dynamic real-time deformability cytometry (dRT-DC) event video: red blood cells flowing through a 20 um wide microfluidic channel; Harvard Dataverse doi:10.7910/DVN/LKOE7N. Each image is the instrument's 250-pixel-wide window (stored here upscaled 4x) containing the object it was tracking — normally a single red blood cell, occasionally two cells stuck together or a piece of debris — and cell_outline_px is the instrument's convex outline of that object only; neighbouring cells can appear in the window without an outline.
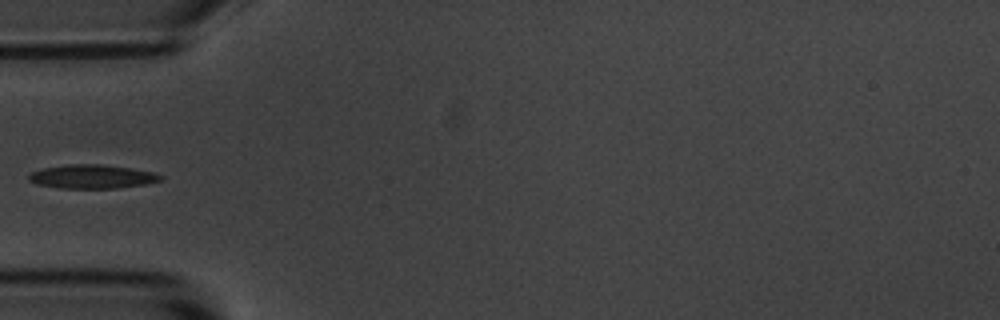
{"species": "common noctule bat (a hibernating species)", "species_latin": "Nyctalus noctula", "temperature_condition": "room temperature", "stored_images_in_passage": 5, "camera_frame_rate_fps": 3000, "um_per_image_px": 0.085, "animal": {"sex": "male", "body_mass_g": 20.1, "forearm_length_mm": 53.5}, "frame": {"image": 1, "passage_image": 5, "time_ms": 1.333, "image_size_px": [1000, 320], "cell_outline_px": [[164, 176], [160, 180], [144, 184], [116, 188], [60, 188], [36, 184], [28, 180], [28, 176], [32, 172], [44, 168], [68, 164], [100, 164], [128, 168], [152, 172]], "centroid_in_image_um": [7.79, 15.01], "position_along_channel_um": 77.2, "area_um2": 18.03}}